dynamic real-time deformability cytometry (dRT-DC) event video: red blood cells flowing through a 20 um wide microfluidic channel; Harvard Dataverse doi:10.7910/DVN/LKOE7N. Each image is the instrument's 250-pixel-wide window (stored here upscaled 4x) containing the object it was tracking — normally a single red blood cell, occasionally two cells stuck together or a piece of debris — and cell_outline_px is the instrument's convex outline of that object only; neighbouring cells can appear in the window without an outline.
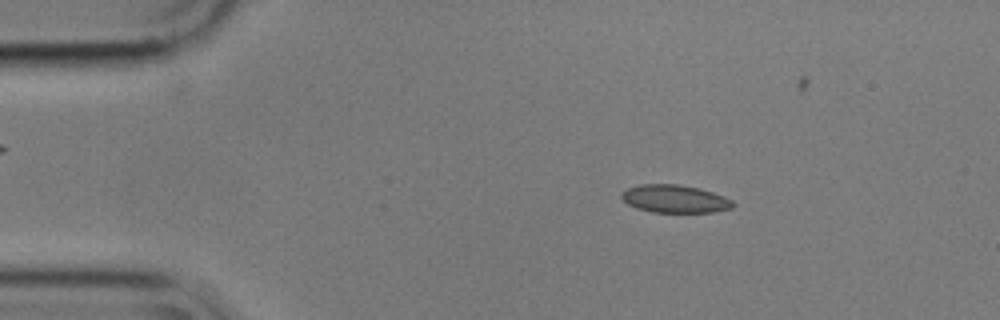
{"species": "common noctule bat (a hibernating species)", "species_latin": "Nyctalus noctula", "temperature_condition": "cold", "stored_images_in_passage": 14, "camera_frame_rate_fps": 3000, "um_per_image_px": 0.085, "animal": {"sex": "male", "body_mass_g": 17.9}, "frame": {"image": 1, "passage_image": 7, "time_ms": 2.0, "image_size_px": [1000, 320], "cell_outline_px": [[736, 204], [732, 208], [712, 212], [652, 212], [636, 208], [628, 204], [620, 196], [620, 192], [628, 188], [640, 184], [680, 184], [700, 188], [724, 196], [732, 200]], "centroid_in_image_um": [57.36, 16.89], "position_along_channel_um": 27.6, "area_um2": 18.21}}